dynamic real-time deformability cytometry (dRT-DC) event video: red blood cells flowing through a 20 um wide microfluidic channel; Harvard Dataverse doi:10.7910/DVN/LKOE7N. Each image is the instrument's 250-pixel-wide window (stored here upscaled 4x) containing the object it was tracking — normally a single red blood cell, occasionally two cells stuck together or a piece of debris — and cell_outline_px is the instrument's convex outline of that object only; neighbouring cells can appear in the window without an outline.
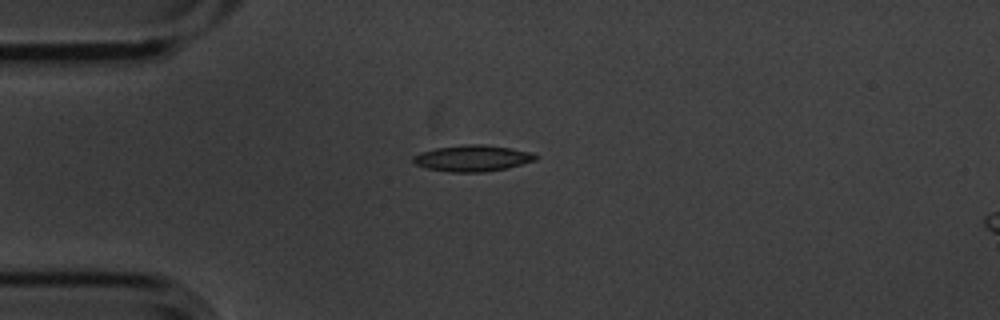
{"species": "common noctule bat (a hibernating species)", "species_latin": "Nyctalus noctula", "temperature_condition": "cold", "stored_images_in_passage": 5, "camera_frame_rate_fps": 3000, "um_per_image_px": 0.085, "animal": {"sex": "male", "body_mass_g": 20.1, "forearm_length_mm": 53.5}, "frame": {"image": 1, "passage_image": 3, "time_ms": 0.667, "image_size_px": [1000, 320], "cell_outline_px": [[536, 160], [504, 168], [484, 172], [452, 172], [428, 168], [416, 164], [412, 160], [412, 156], [420, 152], [436, 148], [460, 144], [484, 144], [512, 148], [532, 152], [536, 156]], "centroid_in_image_um": [40.14, 13.43], "position_along_channel_um": 44.9, "area_um2": 18.61}}
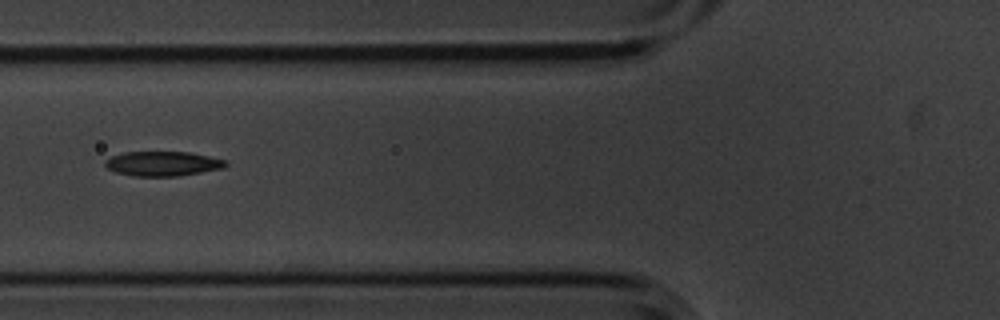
{"frame": {"image": 2, "passage_image": 5, "time_ms": 1.333, "image_size_px": [1000, 320], "cell_outline_px": [[228, 164], [224, 168], [180, 176], [132, 176], [116, 172], [108, 168], [104, 164], [104, 160], [112, 156], [124, 152], [188, 152], [228, 160]], "centroid_in_image_um": [13.85, 13.91], "position_along_channel_um": 111.9, "area_um2": 17.4}}